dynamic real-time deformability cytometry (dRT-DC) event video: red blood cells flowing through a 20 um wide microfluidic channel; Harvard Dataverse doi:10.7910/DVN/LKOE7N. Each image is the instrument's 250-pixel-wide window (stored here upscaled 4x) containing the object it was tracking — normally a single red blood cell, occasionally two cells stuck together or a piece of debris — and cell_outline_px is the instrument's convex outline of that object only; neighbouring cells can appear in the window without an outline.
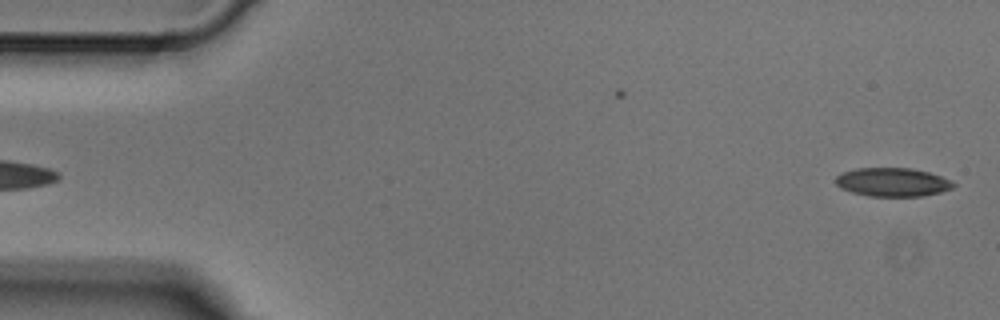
{"species": "Egyptian fruit bat (a non-hibernating species)", "species_latin": "Rousettus aegyptiacus", "temperature_condition": "cold", "stored_images_in_passage": 3, "segment_of_instrument_passage": [2, 2], "camera_frame_rate_fps": 3000, "um_per_image_px": 0.085, "animal": {"sex": "male"}, "frame": {"image": 1, "passage_image": 3, "time_ms": 0.667, "image_size_px": [1000, 320], "cell_outline_px": [[956, 184], [952, 188], [940, 192], [924, 196], [868, 196], [852, 192], [840, 188], [836, 184], [836, 176], [844, 172], [856, 168], [912, 168], [928, 172], [952, 180]], "centroid_in_image_um": [75.88, 15.48], "position_along_channel_um": 9.1, "area_um2": 19.65}}